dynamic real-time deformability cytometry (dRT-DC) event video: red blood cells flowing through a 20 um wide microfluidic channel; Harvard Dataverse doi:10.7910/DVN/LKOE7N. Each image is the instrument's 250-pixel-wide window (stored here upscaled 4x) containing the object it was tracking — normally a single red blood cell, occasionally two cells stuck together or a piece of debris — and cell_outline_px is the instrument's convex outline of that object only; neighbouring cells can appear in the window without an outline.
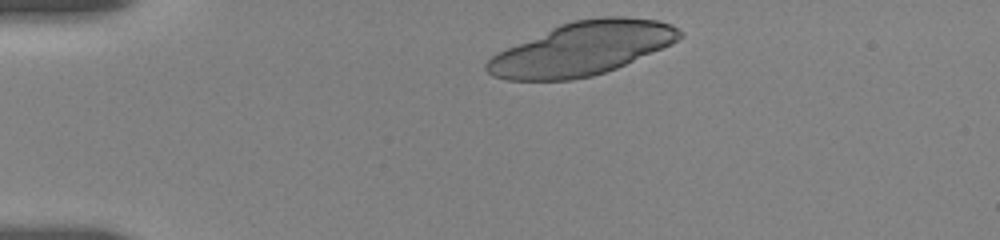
{"species": "human", "species_latin": "Homo sapiens", "temperature_condition": "room temperature", "stored_images_in_passage": 8, "camera_frame_rate_fps": 3000, "um_per_image_px": 0.085, "donor": {"sex": "female"}, "frame": {"image": 1, "passage_image": 1, "time_ms": 0.0, "image_size_px": [1000, 240], "cell_outline_px": [[684, 36], [672, 44], [616, 68], [592, 76], [572, 80], [508, 80], [492, 76], [484, 68], [484, 64], [492, 56], [508, 48], [560, 24], [576, 20], [600, 16], [624, 16], [656, 20], [668, 24], [684, 32]], "centroid_in_image_um": [49.5, 4.14], "position_along_channel_um": 35.5, "area_um2": 59.3}}